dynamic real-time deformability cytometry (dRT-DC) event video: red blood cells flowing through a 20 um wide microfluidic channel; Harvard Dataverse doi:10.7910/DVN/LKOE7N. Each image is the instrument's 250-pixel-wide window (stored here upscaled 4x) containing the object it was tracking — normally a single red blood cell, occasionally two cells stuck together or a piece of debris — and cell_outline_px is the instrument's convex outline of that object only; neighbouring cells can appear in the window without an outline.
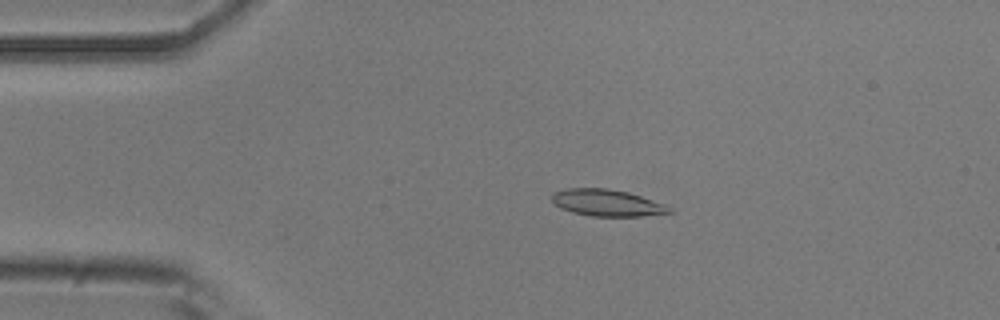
{"species": "common noctule bat (a hibernating species)", "species_latin": "Nyctalus noctula", "temperature_condition": "room temperature", "stored_images_in_passage": 53, "camera_frame_rate_fps": 3000, "um_per_image_px": 0.085, "animal": {"sex": "male", "body_mass_g": 20.5, "forearm_length_mm": 52.5}, "frame": {"image": 1, "passage_image": 11, "time_ms": 3.333, "image_size_px": [1000, 320], "cell_outline_px": [[672, 212], [640, 216], [592, 216], [572, 212], [560, 208], [552, 200], [552, 196], [556, 192], [568, 188], [608, 188], [628, 192], [664, 204], [672, 208]], "centroid_in_image_um": [51.6, 17.24], "position_along_channel_um": 33.4, "area_um2": 18.03}}
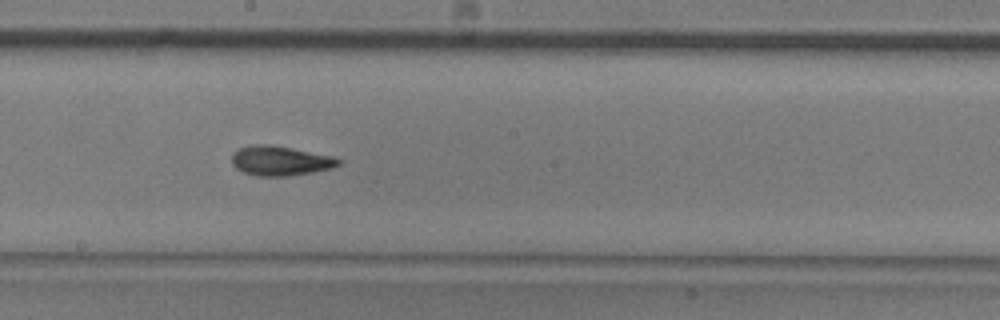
{"frame": {"image": 2, "passage_image": 29, "time_ms": 9.333, "image_size_px": [1000, 320], "cell_outline_px": [[344, 160], [340, 164], [332, 168], [312, 172], [288, 176], [256, 176], [244, 172], [236, 168], [232, 164], [232, 152], [248, 144], [264, 144], [292, 148], [332, 156]], "centroid_in_image_um": [23.81, 13.66], "position_along_channel_um": 224.4, "area_um2": 18.5}}
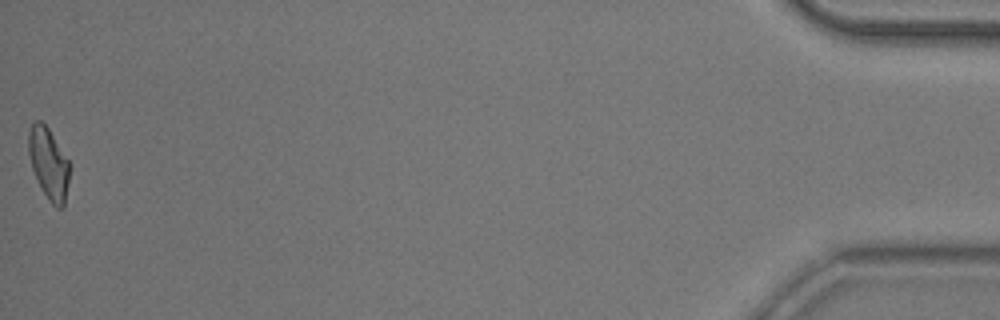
{"frame": {"image": 3, "passage_image": 53, "time_ms": 17.333, "image_size_px": [1000, 320], "cell_outline_px": [[68, 184], [64, 208], [56, 208], [48, 200], [32, 168], [28, 152], [28, 132], [32, 124], [36, 120], [40, 120], [48, 128], [68, 160]], "centroid_in_image_um": [4.12, 13.9], "position_along_channel_um": 431.1, "area_um2": 16.7}, "authors_computed_cell_mechanics": {"area_um2": 17.8602, "velocity_mm_per_s": 3.8254, "shape_relaxation_time_tau1_ms": 4.2274, "shape_relaxation_time_tau2_ms": 3.1497, "deformation_change_tau1": 0.1436, "deformation_change_tau2": 0.0878}}